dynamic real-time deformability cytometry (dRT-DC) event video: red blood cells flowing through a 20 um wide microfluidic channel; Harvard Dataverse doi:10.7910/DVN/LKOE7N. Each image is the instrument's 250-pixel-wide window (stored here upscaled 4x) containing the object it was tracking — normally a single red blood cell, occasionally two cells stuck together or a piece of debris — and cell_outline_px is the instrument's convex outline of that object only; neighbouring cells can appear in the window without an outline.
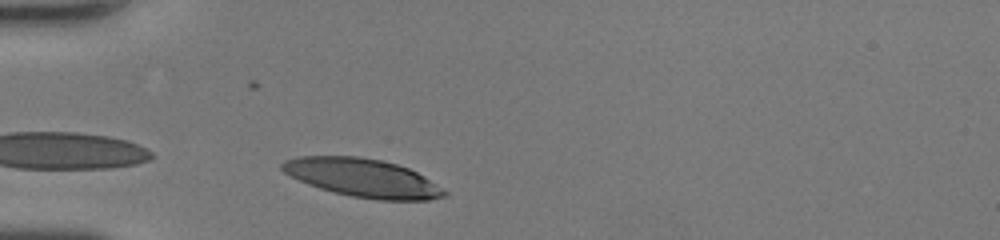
{"species": "human", "species_latin": "Homo sapiens", "temperature_condition": "room temperature", "stored_images_in_passage": 26, "camera_frame_rate_fps": 3000, "um_per_image_px": 0.085, "donor": {"sex": "female"}, "frame": {"image": 1, "passage_image": 3, "time_ms": 0.667, "image_size_px": [1000, 240], "cell_outline_px": [[448, 196], [428, 200], [376, 200], [352, 196], [332, 192], [308, 184], [284, 172], [280, 168], [280, 164], [284, 160], [300, 156], [360, 156], [380, 160], [396, 164], [408, 168], [424, 176], [448, 192]], "centroid_in_image_um": [30.83, 15.12], "position_along_channel_um": 54.2, "area_um2": 36.18}}
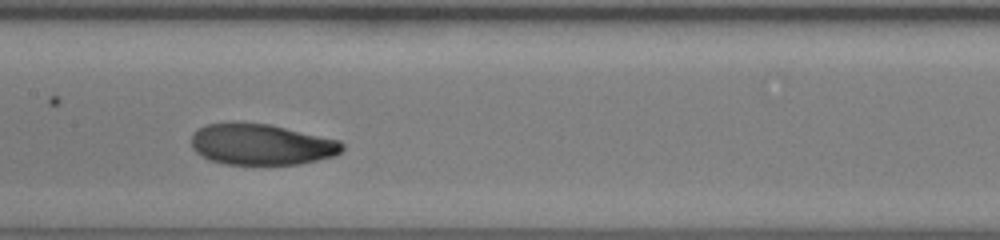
{"frame": {"image": 2, "passage_image": 13, "time_ms": 4.0, "image_size_px": [1000, 240], "cell_outline_px": [[344, 148], [340, 152], [332, 156], [300, 164], [224, 164], [208, 160], [196, 152], [192, 148], [192, 132], [204, 124], [232, 120], [268, 124], [340, 140], [344, 144]], "centroid_in_image_um": [22.14, 12.25], "position_along_channel_um": 185.3, "area_um2": 36.59}}
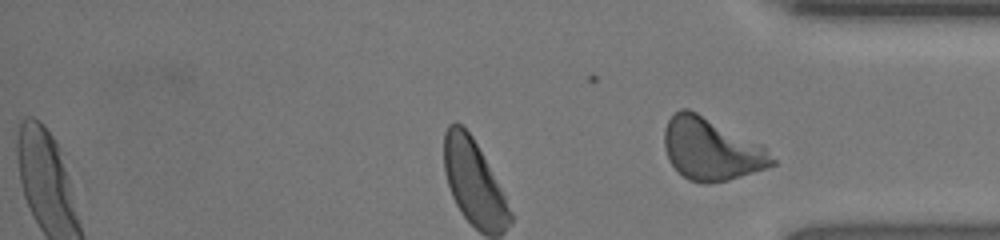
{"frame": {"image": 3, "passage_image": 26, "time_ms": 8.333, "image_size_px": [1000, 240], "cell_outline_px": [[776, 164], [728, 180], [708, 184], [704, 184], [688, 180], [668, 160], [664, 148], [664, 128], [668, 120], [680, 108], [688, 108], [764, 144], [776, 160]], "centroid_in_image_um": [60.46, 12.67], "position_along_channel_um": 374.7, "area_um2": 39.25}, "authors_computed_cell_mechanics": {"area_um2": 36.5296, "velocity_mm_per_s": 4.401, "shape_relaxation_time_tau1_ms": 2.8175, "shape_relaxation_time_tau2_ms": 1.1691, "deformation_change_tau1": 0.1541, "deformation_change_tau2": 0.0566}}